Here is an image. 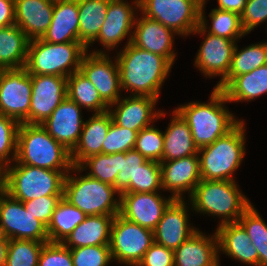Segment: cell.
<instances>
[{
    "mask_svg": "<svg viewBox=\"0 0 267 266\" xmlns=\"http://www.w3.org/2000/svg\"><path fill=\"white\" fill-rule=\"evenodd\" d=\"M109 111L94 113L84 122L79 141L70 152L73 166H78L83 160L96 154H103V142L112 122Z\"/></svg>",
    "mask_w": 267,
    "mask_h": 266,
    "instance_id": "cell-25",
    "label": "cell"
},
{
    "mask_svg": "<svg viewBox=\"0 0 267 266\" xmlns=\"http://www.w3.org/2000/svg\"><path fill=\"white\" fill-rule=\"evenodd\" d=\"M114 217L115 215L86 216L62 244L68 248L110 245Z\"/></svg>",
    "mask_w": 267,
    "mask_h": 266,
    "instance_id": "cell-28",
    "label": "cell"
},
{
    "mask_svg": "<svg viewBox=\"0 0 267 266\" xmlns=\"http://www.w3.org/2000/svg\"><path fill=\"white\" fill-rule=\"evenodd\" d=\"M0 222L8 239L49 242L47 226L4 190L0 193Z\"/></svg>",
    "mask_w": 267,
    "mask_h": 266,
    "instance_id": "cell-12",
    "label": "cell"
},
{
    "mask_svg": "<svg viewBox=\"0 0 267 266\" xmlns=\"http://www.w3.org/2000/svg\"><path fill=\"white\" fill-rule=\"evenodd\" d=\"M15 25V0H0V28Z\"/></svg>",
    "mask_w": 267,
    "mask_h": 266,
    "instance_id": "cell-50",
    "label": "cell"
},
{
    "mask_svg": "<svg viewBox=\"0 0 267 266\" xmlns=\"http://www.w3.org/2000/svg\"><path fill=\"white\" fill-rule=\"evenodd\" d=\"M31 75L25 67L6 69L0 82V114L29 124Z\"/></svg>",
    "mask_w": 267,
    "mask_h": 266,
    "instance_id": "cell-11",
    "label": "cell"
},
{
    "mask_svg": "<svg viewBox=\"0 0 267 266\" xmlns=\"http://www.w3.org/2000/svg\"><path fill=\"white\" fill-rule=\"evenodd\" d=\"M86 51L88 50L80 42L56 44L48 43L41 38L32 39L28 45L25 68L30 75L67 78L79 71Z\"/></svg>",
    "mask_w": 267,
    "mask_h": 266,
    "instance_id": "cell-7",
    "label": "cell"
},
{
    "mask_svg": "<svg viewBox=\"0 0 267 266\" xmlns=\"http://www.w3.org/2000/svg\"><path fill=\"white\" fill-rule=\"evenodd\" d=\"M109 0H78L79 41L88 47L97 38L106 19Z\"/></svg>",
    "mask_w": 267,
    "mask_h": 266,
    "instance_id": "cell-31",
    "label": "cell"
},
{
    "mask_svg": "<svg viewBox=\"0 0 267 266\" xmlns=\"http://www.w3.org/2000/svg\"><path fill=\"white\" fill-rule=\"evenodd\" d=\"M247 231L259 254V266H267V224L254 206H250L238 221Z\"/></svg>",
    "mask_w": 267,
    "mask_h": 266,
    "instance_id": "cell-38",
    "label": "cell"
},
{
    "mask_svg": "<svg viewBox=\"0 0 267 266\" xmlns=\"http://www.w3.org/2000/svg\"><path fill=\"white\" fill-rule=\"evenodd\" d=\"M217 2V9L235 12L241 15L245 9L247 0H217Z\"/></svg>",
    "mask_w": 267,
    "mask_h": 266,
    "instance_id": "cell-51",
    "label": "cell"
},
{
    "mask_svg": "<svg viewBox=\"0 0 267 266\" xmlns=\"http://www.w3.org/2000/svg\"><path fill=\"white\" fill-rule=\"evenodd\" d=\"M157 100L150 96L132 95L125 99H119L109 106L111 108L116 105V109L108 111L117 125L138 133L143 128L151 126V122L155 118L166 115L162 111H153Z\"/></svg>",
    "mask_w": 267,
    "mask_h": 266,
    "instance_id": "cell-19",
    "label": "cell"
},
{
    "mask_svg": "<svg viewBox=\"0 0 267 266\" xmlns=\"http://www.w3.org/2000/svg\"><path fill=\"white\" fill-rule=\"evenodd\" d=\"M29 42L17 25L0 28V65L6 69L25 67Z\"/></svg>",
    "mask_w": 267,
    "mask_h": 266,
    "instance_id": "cell-30",
    "label": "cell"
},
{
    "mask_svg": "<svg viewBox=\"0 0 267 266\" xmlns=\"http://www.w3.org/2000/svg\"><path fill=\"white\" fill-rule=\"evenodd\" d=\"M162 189L160 162L147 160L141 165L134 182L123 193H149Z\"/></svg>",
    "mask_w": 267,
    "mask_h": 266,
    "instance_id": "cell-40",
    "label": "cell"
},
{
    "mask_svg": "<svg viewBox=\"0 0 267 266\" xmlns=\"http://www.w3.org/2000/svg\"><path fill=\"white\" fill-rule=\"evenodd\" d=\"M218 251L240 262L259 266V254L251 243L247 231L239 223H227L217 227Z\"/></svg>",
    "mask_w": 267,
    "mask_h": 266,
    "instance_id": "cell-27",
    "label": "cell"
},
{
    "mask_svg": "<svg viewBox=\"0 0 267 266\" xmlns=\"http://www.w3.org/2000/svg\"><path fill=\"white\" fill-rule=\"evenodd\" d=\"M147 159L135 149L125 152V158H121L120 172L113 185L119 194L123 193L134 182L135 174Z\"/></svg>",
    "mask_w": 267,
    "mask_h": 266,
    "instance_id": "cell-45",
    "label": "cell"
},
{
    "mask_svg": "<svg viewBox=\"0 0 267 266\" xmlns=\"http://www.w3.org/2000/svg\"><path fill=\"white\" fill-rule=\"evenodd\" d=\"M70 171H54L15 163L3 169L4 191L21 202L43 196H63L66 174Z\"/></svg>",
    "mask_w": 267,
    "mask_h": 266,
    "instance_id": "cell-6",
    "label": "cell"
},
{
    "mask_svg": "<svg viewBox=\"0 0 267 266\" xmlns=\"http://www.w3.org/2000/svg\"><path fill=\"white\" fill-rule=\"evenodd\" d=\"M204 5L205 4H201L200 25L194 31L195 33L204 35L205 32L208 31V33L212 35L233 40L235 42L237 39H240V37L246 35L242 28L241 17L239 14L217 8L211 10L209 16L211 18L212 27H209L210 29L206 30L207 22L204 17Z\"/></svg>",
    "mask_w": 267,
    "mask_h": 266,
    "instance_id": "cell-34",
    "label": "cell"
},
{
    "mask_svg": "<svg viewBox=\"0 0 267 266\" xmlns=\"http://www.w3.org/2000/svg\"><path fill=\"white\" fill-rule=\"evenodd\" d=\"M119 214L141 227L154 231L165 209L174 200L164 198L158 192L121 193Z\"/></svg>",
    "mask_w": 267,
    "mask_h": 266,
    "instance_id": "cell-15",
    "label": "cell"
},
{
    "mask_svg": "<svg viewBox=\"0 0 267 266\" xmlns=\"http://www.w3.org/2000/svg\"><path fill=\"white\" fill-rule=\"evenodd\" d=\"M44 244L34 240L9 239L5 266H38Z\"/></svg>",
    "mask_w": 267,
    "mask_h": 266,
    "instance_id": "cell-39",
    "label": "cell"
},
{
    "mask_svg": "<svg viewBox=\"0 0 267 266\" xmlns=\"http://www.w3.org/2000/svg\"><path fill=\"white\" fill-rule=\"evenodd\" d=\"M184 199L173 200L165 209L161 220L154 230V242L175 250L189 239L198 229L188 223Z\"/></svg>",
    "mask_w": 267,
    "mask_h": 266,
    "instance_id": "cell-18",
    "label": "cell"
},
{
    "mask_svg": "<svg viewBox=\"0 0 267 266\" xmlns=\"http://www.w3.org/2000/svg\"><path fill=\"white\" fill-rule=\"evenodd\" d=\"M116 193L120 196L113 185L87 174L72 177L68 172L64 179L63 198L87 216L119 214L120 199L114 198Z\"/></svg>",
    "mask_w": 267,
    "mask_h": 266,
    "instance_id": "cell-8",
    "label": "cell"
},
{
    "mask_svg": "<svg viewBox=\"0 0 267 266\" xmlns=\"http://www.w3.org/2000/svg\"><path fill=\"white\" fill-rule=\"evenodd\" d=\"M38 266H73L70 249L62 243H45L41 249Z\"/></svg>",
    "mask_w": 267,
    "mask_h": 266,
    "instance_id": "cell-46",
    "label": "cell"
},
{
    "mask_svg": "<svg viewBox=\"0 0 267 266\" xmlns=\"http://www.w3.org/2000/svg\"><path fill=\"white\" fill-rule=\"evenodd\" d=\"M160 168L162 189L171 191L175 200H182L185 191H189L190 197L202 179L199 155L160 162Z\"/></svg>",
    "mask_w": 267,
    "mask_h": 266,
    "instance_id": "cell-17",
    "label": "cell"
},
{
    "mask_svg": "<svg viewBox=\"0 0 267 266\" xmlns=\"http://www.w3.org/2000/svg\"><path fill=\"white\" fill-rule=\"evenodd\" d=\"M81 108L76 102L66 97L41 124L57 142L70 152L78 143L84 126Z\"/></svg>",
    "mask_w": 267,
    "mask_h": 266,
    "instance_id": "cell-16",
    "label": "cell"
},
{
    "mask_svg": "<svg viewBox=\"0 0 267 266\" xmlns=\"http://www.w3.org/2000/svg\"><path fill=\"white\" fill-rule=\"evenodd\" d=\"M173 113L172 121L163 132L162 162L198 155V147L194 144L190 127L176 110Z\"/></svg>",
    "mask_w": 267,
    "mask_h": 266,
    "instance_id": "cell-29",
    "label": "cell"
},
{
    "mask_svg": "<svg viewBox=\"0 0 267 266\" xmlns=\"http://www.w3.org/2000/svg\"><path fill=\"white\" fill-rule=\"evenodd\" d=\"M200 4H205L206 0H197Z\"/></svg>",
    "mask_w": 267,
    "mask_h": 266,
    "instance_id": "cell-56",
    "label": "cell"
},
{
    "mask_svg": "<svg viewBox=\"0 0 267 266\" xmlns=\"http://www.w3.org/2000/svg\"><path fill=\"white\" fill-rule=\"evenodd\" d=\"M209 100L208 103L190 102L175 109L190 127L198 149L226 135L241 121L223 106L228 100L222 89L215 87Z\"/></svg>",
    "mask_w": 267,
    "mask_h": 266,
    "instance_id": "cell-2",
    "label": "cell"
},
{
    "mask_svg": "<svg viewBox=\"0 0 267 266\" xmlns=\"http://www.w3.org/2000/svg\"><path fill=\"white\" fill-rule=\"evenodd\" d=\"M73 266H107L112 260L109 245L69 248Z\"/></svg>",
    "mask_w": 267,
    "mask_h": 266,
    "instance_id": "cell-44",
    "label": "cell"
},
{
    "mask_svg": "<svg viewBox=\"0 0 267 266\" xmlns=\"http://www.w3.org/2000/svg\"><path fill=\"white\" fill-rule=\"evenodd\" d=\"M196 212L220 216V225L239 221L251 202L238 189L235 180L213 181L201 179L190 196ZM224 218V219H223Z\"/></svg>",
    "mask_w": 267,
    "mask_h": 266,
    "instance_id": "cell-4",
    "label": "cell"
},
{
    "mask_svg": "<svg viewBox=\"0 0 267 266\" xmlns=\"http://www.w3.org/2000/svg\"><path fill=\"white\" fill-rule=\"evenodd\" d=\"M206 35L196 55L195 66L206 77L221 75L219 82H222L228 76L236 43L210 33Z\"/></svg>",
    "mask_w": 267,
    "mask_h": 266,
    "instance_id": "cell-21",
    "label": "cell"
},
{
    "mask_svg": "<svg viewBox=\"0 0 267 266\" xmlns=\"http://www.w3.org/2000/svg\"><path fill=\"white\" fill-rule=\"evenodd\" d=\"M67 97L80 107L93 110L95 113H103L110 109L80 70L67 77Z\"/></svg>",
    "mask_w": 267,
    "mask_h": 266,
    "instance_id": "cell-36",
    "label": "cell"
},
{
    "mask_svg": "<svg viewBox=\"0 0 267 266\" xmlns=\"http://www.w3.org/2000/svg\"><path fill=\"white\" fill-rule=\"evenodd\" d=\"M113 61L103 50L86 51L80 63V71L97 89L101 99L108 105L116 103L120 97V72L117 60Z\"/></svg>",
    "mask_w": 267,
    "mask_h": 266,
    "instance_id": "cell-13",
    "label": "cell"
},
{
    "mask_svg": "<svg viewBox=\"0 0 267 266\" xmlns=\"http://www.w3.org/2000/svg\"><path fill=\"white\" fill-rule=\"evenodd\" d=\"M206 237L199 230L174 250V266H219L217 234Z\"/></svg>",
    "mask_w": 267,
    "mask_h": 266,
    "instance_id": "cell-23",
    "label": "cell"
},
{
    "mask_svg": "<svg viewBox=\"0 0 267 266\" xmlns=\"http://www.w3.org/2000/svg\"><path fill=\"white\" fill-rule=\"evenodd\" d=\"M32 94L29 124H42L67 97V78L31 75Z\"/></svg>",
    "mask_w": 267,
    "mask_h": 266,
    "instance_id": "cell-14",
    "label": "cell"
},
{
    "mask_svg": "<svg viewBox=\"0 0 267 266\" xmlns=\"http://www.w3.org/2000/svg\"><path fill=\"white\" fill-rule=\"evenodd\" d=\"M267 64V42L251 44L238 51L235 46L228 76L216 88L224 89L236 76L243 75Z\"/></svg>",
    "mask_w": 267,
    "mask_h": 266,
    "instance_id": "cell-33",
    "label": "cell"
},
{
    "mask_svg": "<svg viewBox=\"0 0 267 266\" xmlns=\"http://www.w3.org/2000/svg\"><path fill=\"white\" fill-rule=\"evenodd\" d=\"M243 122L240 121L231 131L212 144L198 149L202 179L233 181L232 175L240 166L246 150Z\"/></svg>",
    "mask_w": 267,
    "mask_h": 266,
    "instance_id": "cell-5",
    "label": "cell"
},
{
    "mask_svg": "<svg viewBox=\"0 0 267 266\" xmlns=\"http://www.w3.org/2000/svg\"><path fill=\"white\" fill-rule=\"evenodd\" d=\"M145 17L158 21L176 34L187 36L200 25L201 4L197 0H135Z\"/></svg>",
    "mask_w": 267,
    "mask_h": 266,
    "instance_id": "cell-9",
    "label": "cell"
},
{
    "mask_svg": "<svg viewBox=\"0 0 267 266\" xmlns=\"http://www.w3.org/2000/svg\"><path fill=\"white\" fill-rule=\"evenodd\" d=\"M163 132L151 125L137 133L134 149L147 160L162 162Z\"/></svg>",
    "mask_w": 267,
    "mask_h": 266,
    "instance_id": "cell-42",
    "label": "cell"
},
{
    "mask_svg": "<svg viewBox=\"0 0 267 266\" xmlns=\"http://www.w3.org/2000/svg\"><path fill=\"white\" fill-rule=\"evenodd\" d=\"M15 161L54 171L75 172L70 151L57 142L41 124H20Z\"/></svg>",
    "mask_w": 267,
    "mask_h": 266,
    "instance_id": "cell-3",
    "label": "cell"
},
{
    "mask_svg": "<svg viewBox=\"0 0 267 266\" xmlns=\"http://www.w3.org/2000/svg\"><path fill=\"white\" fill-rule=\"evenodd\" d=\"M41 39L56 44L80 42L78 0L54 2L51 24Z\"/></svg>",
    "mask_w": 267,
    "mask_h": 266,
    "instance_id": "cell-26",
    "label": "cell"
},
{
    "mask_svg": "<svg viewBox=\"0 0 267 266\" xmlns=\"http://www.w3.org/2000/svg\"><path fill=\"white\" fill-rule=\"evenodd\" d=\"M86 216L79 208L62 197L47 226L49 242L62 243Z\"/></svg>",
    "mask_w": 267,
    "mask_h": 266,
    "instance_id": "cell-35",
    "label": "cell"
},
{
    "mask_svg": "<svg viewBox=\"0 0 267 266\" xmlns=\"http://www.w3.org/2000/svg\"><path fill=\"white\" fill-rule=\"evenodd\" d=\"M19 126L20 123L15 119L0 114V167L3 169L12 161L15 162ZM10 152L13 153L11 160Z\"/></svg>",
    "mask_w": 267,
    "mask_h": 266,
    "instance_id": "cell-41",
    "label": "cell"
},
{
    "mask_svg": "<svg viewBox=\"0 0 267 266\" xmlns=\"http://www.w3.org/2000/svg\"><path fill=\"white\" fill-rule=\"evenodd\" d=\"M63 196H43L37 199L23 202L26 211H29L34 218L39 219L48 226L57 204Z\"/></svg>",
    "mask_w": 267,
    "mask_h": 266,
    "instance_id": "cell-48",
    "label": "cell"
},
{
    "mask_svg": "<svg viewBox=\"0 0 267 266\" xmlns=\"http://www.w3.org/2000/svg\"><path fill=\"white\" fill-rule=\"evenodd\" d=\"M154 243V231L115 215L111 228L110 250L112 259L120 264L137 266L145 252Z\"/></svg>",
    "mask_w": 267,
    "mask_h": 266,
    "instance_id": "cell-10",
    "label": "cell"
},
{
    "mask_svg": "<svg viewBox=\"0 0 267 266\" xmlns=\"http://www.w3.org/2000/svg\"><path fill=\"white\" fill-rule=\"evenodd\" d=\"M135 31L129 36L127 44L142 48L154 54L167 58L172 64L176 53L172 50L173 30L167 28L158 21L149 19L142 15L141 19L135 20Z\"/></svg>",
    "mask_w": 267,
    "mask_h": 266,
    "instance_id": "cell-20",
    "label": "cell"
},
{
    "mask_svg": "<svg viewBox=\"0 0 267 266\" xmlns=\"http://www.w3.org/2000/svg\"><path fill=\"white\" fill-rule=\"evenodd\" d=\"M116 60L121 90L159 99L160 88L173 65L167 58L129 43L117 54Z\"/></svg>",
    "mask_w": 267,
    "mask_h": 266,
    "instance_id": "cell-1",
    "label": "cell"
},
{
    "mask_svg": "<svg viewBox=\"0 0 267 266\" xmlns=\"http://www.w3.org/2000/svg\"><path fill=\"white\" fill-rule=\"evenodd\" d=\"M133 9L137 10L124 0H109L106 19L94 41L99 40L106 50L115 48L132 32L136 20Z\"/></svg>",
    "mask_w": 267,
    "mask_h": 266,
    "instance_id": "cell-22",
    "label": "cell"
},
{
    "mask_svg": "<svg viewBox=\"0 0 267 266\" xmlns=\"http://www.w3.org/2000/svg\"><path fill=\"white\" fill-rule=\"evenodd\" d=\"M0 240H9L5 234L4 228L0 222Z\"/></svg>",
    "mask_w": 267,
    "mask_h": 266,
    "instance_id": "cell-53",
    "label": "cell"
},
{
    "mask_svg": "<svg viewBox=\"0 0 267 266\" xmlns=\"http://www.w3.org/2000/svg\"><path fill=\"white\" fill-rule=\"evenodd\" d=\"M4 190L3 184V169H0V193Z\"/></svg>",
    "mask_w": 267,
    "mask_h": 266,
    "instance_id": "cell-54",
    "label": "cell"
},
{
    "mask_svg": "<svg viewBox=\"0 0 267 266\" xmlns=\"http://www.w3.org/2000/svg\"><path fill=\"white\" fill-rule=\"evenodd\" d=\"M8 249V240H0V266H5Z\"/></svg>",
    "mask_w": 267,
    "mask_h": 266,
    "instance_id": "cell-52",
    "label": "cell"
},
{
    "mask_svg": "<svg viewBox=\"0 0 267 266\" xmlns=\"http://www.w3.org/2000/svg\"><path fill=\"white\" fill-rule=\"evenodd\" d=\"M240 17L244 32L250 33L260 23L267 21V0H247Z\"/></svg>",
    "mask_w": 267,
    "mask_h": 266,
    "instance_id": "cell-47",
    "label": "cell"
},
{
    "mask_svg": "<svg viewBox=\"0 0 267 266\" xmlns=\"http://www.w3.org/2000/svg\"><path fill=\"white\" fill-rule=\"evenodd\" d=\"M137 132L117 125L113 120L103 142V154L127 152L134 149Z\"/></svg>",
    "mask_w": 267,
    "mask_h": 266,
    "instance_id": "cell-43",
    "label": "cell"
},
{
    "mask_svg": "<svg viewBox=\"0 0 267 266\" xmlns=\"http://www.w3.org/2000/svg\"><path fill=\"white\" fill-rule=\"evenodd\" d=\"M54 1L15 0V25L32 40L41 38L49 28Z\"/></svg>",
    "mask_w": 267,
    "mask_h": 266,
    "instance_id": "cell-24",
    "label": "cell"
},
{
    "mask_svg": "<svg viewBox=\"0 0 267 266\" xmlns=\"http://www.w3.org/2000/svg\"><path fill=\"white\" fill-rule=\"evenodd\" d=\"M228 102L251 101L267 92V64L236 76L224 89Z\"/></svg>",
    "mask_w": 267,
    "mask_h": 266,
    "instance_id": "cell-32",
    "label": "cell"
},
{
    "mask_svg": "<svg viewBox=\"0 0 267 266\" xmlns=\"http://www.w3.org/2000/svg\"><path fill=\"white\" fill-rule=\"evenodd\" d=\"M121 158H125V152L96 154L83 160L78 166H73V170L81 172L88 167V176L114 185L120 172Z\"/></svg>",
    "mask_w": 267,
    "mask_h": 266,
    "instance_id": "cell-37",
    "label": "cell"
},
{
    "mask_svg": "<svg viewBox=\"0 0 267 266\" xmlns=\"http://www.w3.org/2000/svg\"><path fill=\"white\" fill-rule=\"evenodd\" d=\"M5 70H6V68L4 66L0 65V82H1V78H2L3 74L5 73Z\"/></svg>",
    "mask_w": 267,
    "mask_h": 266,
    "instance_id": "cell-55",
    "label": "cell"
},
{
    "mask_svg": "<svg viewBox=\"0 0 267 266\" xmlns=\"http://www.w3.org/2000/svg\"><path fill=\"white\" fill-rule=\"evenodd\" d=\"M137 266H174V250L154 242Z\"/></svg>",
    "mask_w": 267,
    "mask_h": 266,
    "instance_id": "cell-49",
    "label": "cell"
}]
</instances>
